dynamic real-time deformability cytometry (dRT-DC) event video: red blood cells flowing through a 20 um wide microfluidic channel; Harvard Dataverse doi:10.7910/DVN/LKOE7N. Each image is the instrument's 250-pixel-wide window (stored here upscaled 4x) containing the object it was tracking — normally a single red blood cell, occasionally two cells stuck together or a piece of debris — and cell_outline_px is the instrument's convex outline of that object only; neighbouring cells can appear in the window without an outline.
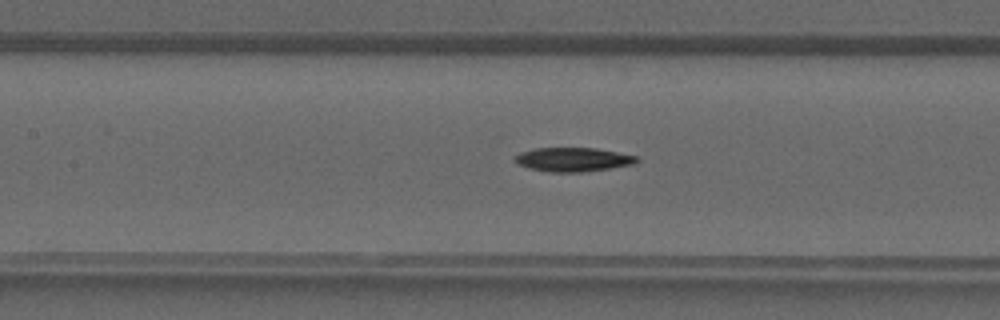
{"species": "common noctule bat (a hibernating species)", "species_latin": "Nyctalus noctula", "temperature_condition": "warm", "stored_images_in_passage": 33, "camera_frame_rate_fps": 3000, "um_per_image_px": 0.085, "animal": {"sex": "male", "forearm_length_mm": 52.5}, "frame": {"image": 1, "passage_image": 10, "time_ms": 3.0, "image_size_px": [1000, 320], "cell_outline_px": [[640, 160], [636, 164], [612, 168], [580, 172], [548, 172], [528, 168], [516, 164], [512, 160], [512, 156], [520, 152], [536, 148], [596, 148], [636, 156]], "centroid_in_image_um": [48.66, 13.56], "position_along_channel_um": 158.7, "area_um2": 17.28}}
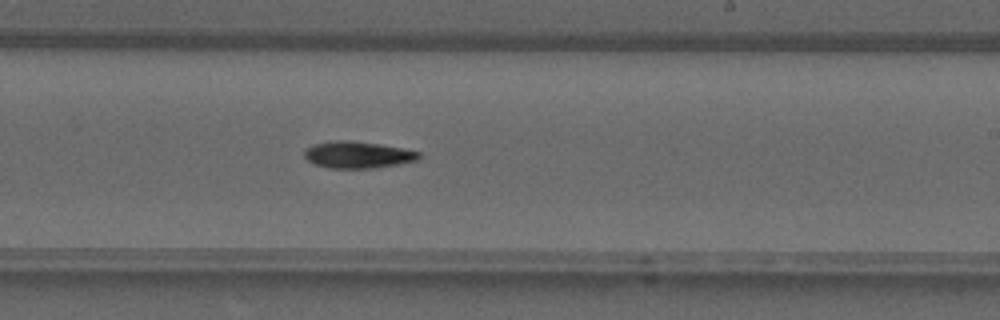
{"frame": {"image": 2, "passage_image": 16, "time_ms": 5.0, "image_size_px": [1000, 320], "cell_outline_px": [[420, 160], [372, 168], [328, 168], [312, 164], [304, 156], [304, 152], [308, 148], [316, 144], [336, 140], [340, 140], [380, 144], [420, 152]], "centroid_in_image_um": [30.4, 13.17], "position_along_channel_um": 258.6, "area_um2": 17.57}}
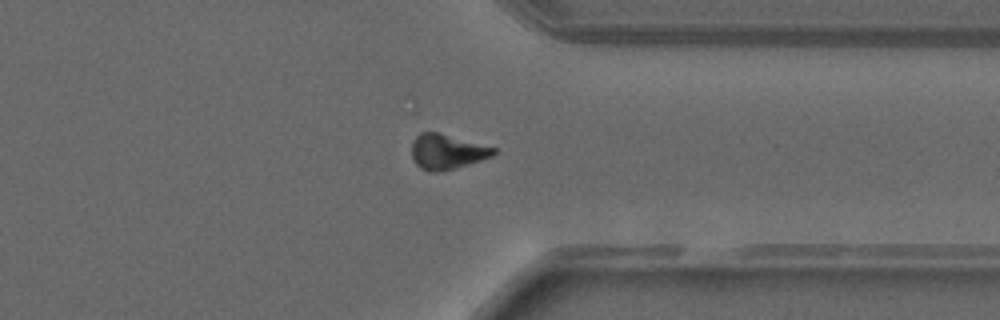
{"frame": {"image": 3, "passage_image": 23, "time_ms": 7.333, "image_size_px": [1000, 320], "cell_outline_px": [[496, 152], [492, 156], [468, 164], [440, 172], [428, 172], [420, 168], [416, 164], [412, 156], [412, 144], [416, 136], [420, 132], [440, 132], [496, 148]], "centroid_in_image_um": [37.97, 12.89], "position_along_channel_um": 373.4, "area_um2": 16.7}}